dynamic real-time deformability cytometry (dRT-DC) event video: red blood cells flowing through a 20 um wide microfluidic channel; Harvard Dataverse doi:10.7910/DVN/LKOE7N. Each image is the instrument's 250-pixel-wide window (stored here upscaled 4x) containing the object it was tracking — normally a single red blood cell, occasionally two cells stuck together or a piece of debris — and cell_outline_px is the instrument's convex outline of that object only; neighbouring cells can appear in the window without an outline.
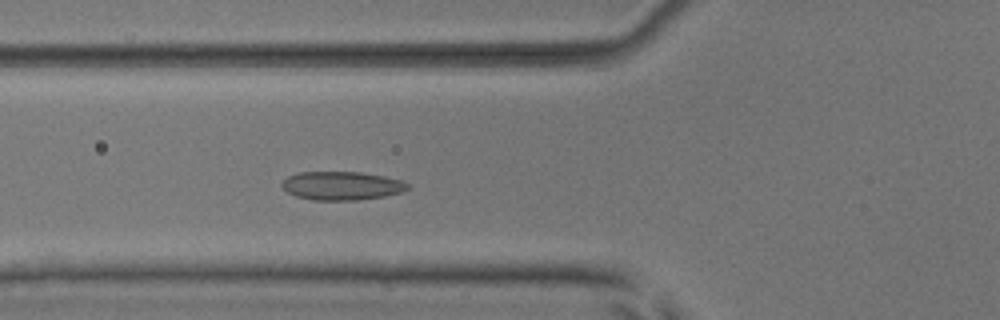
{"species": "common noctule bat (a hibernating species)", "species_latin": "Nyctalus noctula", "temperature_condition": "room temperature", "stored_images_in_passage": 50, "camera_frame_rate_fps": 3000, "um_per_image_px": 0.085, "animal": {"sex": "male", "body_mass_g": 17.9, "forearm_length_mm": 54.2}, "frame": {"image": 1, "passage_image": 17, "time_ms": 5.333, "image_size_px": [1000, 320], "cell_outline_px": [[408, 188], [400, 192], [384, 196], [360, 200], [312, 200], [296, 196], [288, 192], [280, 184], [288, 176], [300, 172], [360, 172], [384, 176], [400, 180], [408, 184]], "centroid_in_image_um": [29.02, 15.79], "position_along_channel_um": 96.8, "area_um2": 20.75}}
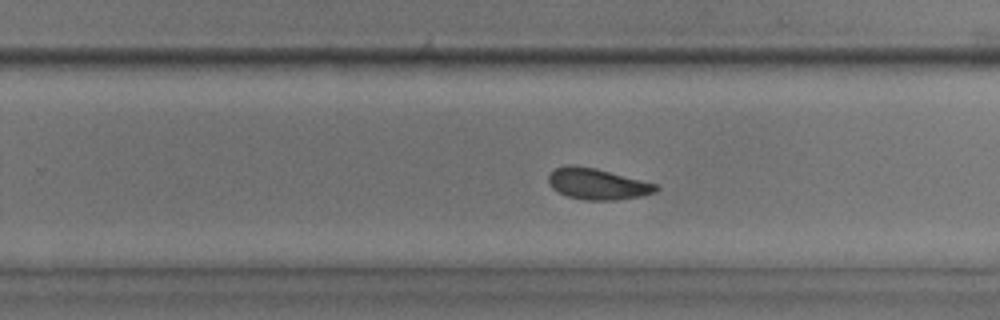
{"frame": {"image": 2, "passage_image": 31, "time_ms": 10.0, "image_size_px": [1000, 320], "cell_outline_px": [[660, 188], [656, 192], [640, 196], [616, 200], [584, 200], [568, 196], [552, 188], [548, 180], [548, 176], [556, 168], [568, 164], [572, 164], [596, 168], [656, 184]], "centroid_in_image_um": [50.78, 15.63], "position_along_channel_um": 279.0, "area_um2": 19.36}}
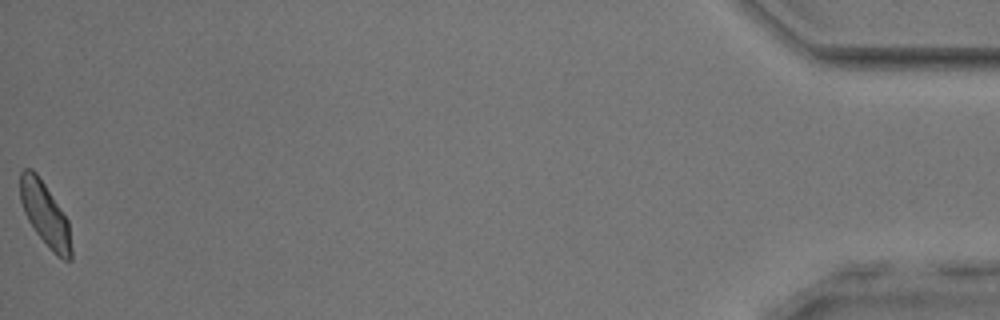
{"frame": {"image": 3, "passage_image": 50, "time_ms": 16.333, "image_size_px": [1000, 320], "cell_outline_px": [[72, 260], [64, 260], [56, 256], [52, 252], [36, 232], [28, 220], [24, 212], [20, 200], [20, 172], [24, 168], [32, 168], [36, 172], [68, 220], [72, 248]], "centroid_in_image_um": [3.83, 18.23], "position_along_channel_um": 431.4, "area_um2": 18.9}, "authors_computed_cell_mechanics": {"area_um2": 20.0277, "velocity_mm_per_s": 3.9204, "shape_relaxation_time_tau1_ms": 5.4618, "shape_relaxation_time_tau2_ms": 3.0453, "deformation_change_tau1": 0.1095, "deformation_change_tau2": 0.0745}}